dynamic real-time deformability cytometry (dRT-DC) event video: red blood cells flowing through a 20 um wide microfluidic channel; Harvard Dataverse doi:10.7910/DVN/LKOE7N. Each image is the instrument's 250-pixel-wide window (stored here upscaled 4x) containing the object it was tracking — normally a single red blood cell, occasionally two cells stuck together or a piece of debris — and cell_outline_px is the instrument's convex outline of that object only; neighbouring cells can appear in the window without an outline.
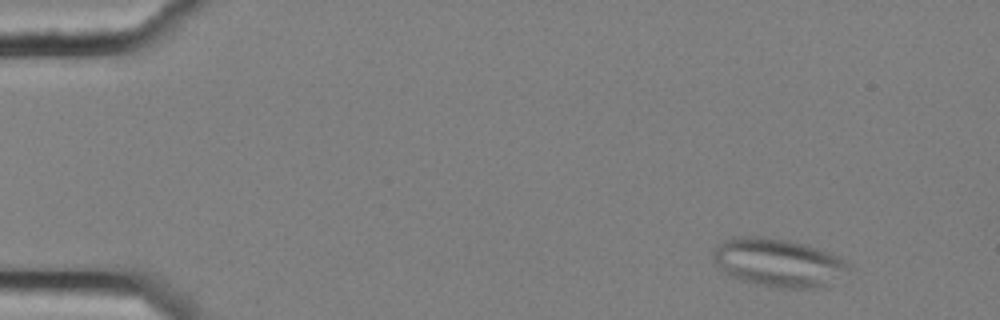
{"species": "common noctule bat (a hibernating species)", "species_latin": "Nyctalus noctula", "temperature_condition": "cold", "stored_images_in_passage": 4, "camera_frame_rate_fps": 3000, "um_per_image_px": 0.085, "animal": {"sex": "female", "body_mass_g": 25.1}, "frame": {"image": 1, "passage_image": 1, "time_ms": 0.0, "image_size_px": [1000, 320], "cell_outline_px": [[852, 268], [824, 288], [780, 288], [756, 284], [740, 280], [728, 276], [716, 264], [712, 256], [712, 252], [724, 240], [732, 236], [764, 236], [788, 240], [804, 244], [828, 252], [852, 264]], "centroid_in_image_um": [66.15, 22.33], "position_along_channel_um": 18.9, "area_um2": 38.38}}